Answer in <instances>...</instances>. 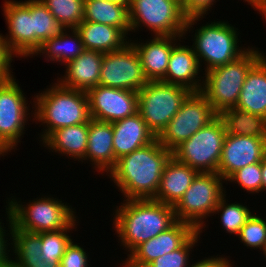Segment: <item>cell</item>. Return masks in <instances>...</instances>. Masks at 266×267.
Here are the masks:
<instances>
[{
    "instance_id": "8992f818",
    "label": "cell",
    "mask_w": 266,
    "mask_h": 267,
    "mask_svg": "<svg viewBox=\"0 0 266 267\" xmlns=\"http://www.w3.org/2000/svg\"><path fill=\"white\" fill-rule=\"evenodd\" d=\"M200 18L204 17L188 18L178 0H131L129 4L131 32L134 33L147 27L151 34L153 32L151 36H187L188 32H194L193 27L202 20Z\"/></svg>"
},
{
    "instance_id": "7dc6e473",
    "label": "cell",
    "mask_w": 266,
    "mask_h": 267,
    "mask_svg": "<svg viewBox=\"0 0 266 267\" xmlns=\"http://www.w3.org/2000/svg\"><path fill=\"white\" fill-rule=\"evenodd\" d=\"M85 1H107V0H85ZM113 1L122 2L126 5H129L131 2V0H113Z\"/></svg>"
},
{
    "instance_id": "4fadbf2b",
    "label": "cell",
    "mask_w": 266,
    "mask_h": 267,
    "mask_svg": "<svg viewBox=\"0 0 266 267\" xmlns=\"http://www.w3.org/2000/svg\"><path fill=\"white\" fill-rule=\"evenodd\" d=\"M148 82L139 55L130 42L121 50L104 54L99 85L138 92Z\"/></svg>"
},
{
    "instance_id": "5b68a950",
    "label": "cell",
    "mask_w": 266,
    "mask_h": 267,
    "mask_svg": "<svg viewBox=\"0 0 266 267\" xmlns=\"http://www.w3.org/2000/svg\"><path fill=\"white\" fill-rule=\"evenodd\" d=\"M259 49L248 46V49L234 61L203 73L205 78L201 93L218 115L223 110L236 106L247 73L264 55Z\"/></svg>"
},
{
    "instance_id": "ee69618b",
    "label": "cell",
    "mask_w": 266,
    "mask_h": 267,
    "mask_svg": "<svg viewBox=\"0 0 266 267\" xmlns=\"http://www.w3.org/2000/svg\"><path fill=\"white\" fill-rule=\"evenodd\" d=\"M245 2H248V5H250L252 8H254V11H259L260 15L266 20V0H243Z\"/></svg>"
},
{
    "instance_id": "f6af8a7d",
    "label": "cell",
    "mask_w": 266,
    "mask_h": 267,
    "mask_svg": "<svg viewBox=\"0 0 266 267\" xmlns=\"http://www.w3.org/2000/svg\"><path fill=\"white\" fill-rule=\"evenodd\" d=\"M123 265L120 264L121 267H148L147 265L138 263L136 261H134L131 257H129L127 255V258L125 259V261H122Z\"/></svg>"
},
{
    "instance_id": "603a6c76",
    "label": "cell",
    "mask_w": 266,
    "mask_h": 267,
    "mask_svg": "<svg viewBox=\"0 0 266 267\" xmlns=\"http://www.w3.org/2000/svg\"><path fill=\"white\" fill-rule=\"evenodd\" d=\"M197 174L195 169L172 156L164 167L160 185L153 200L175 206Z\"/></svg>"
},
{
    "instance_id": "60d3db41",
    "label": "cell",
    "mask_w": 266,
    "mask_h": 267,
    "mask_svg": "<svg viewBox=\"0 0 266 267\" xmlns=\"http://www.w3.org/2000/svg\"><path fill=\"white\" fill-rule=\"evenodd\" d=\"M7 214V223L8 224V228L7 230L6 227H4L5 223H2V220L0 219V267L5 266L6 264H8L10 262V230L11 229V224H12V220L10 218L9 212L6 209ZM3 224V225H2ZM9 231V232H8ZM7 232V233H6ZM9 240V241H8ZM9 246V247H8Z\"/></svg>"
},
{
    "instance_id": "7bdbcfd3",
    "label": "cell",
    "mask_w": 266,
    "mask_h": 267,
    "mask_svg": "<svg viewBox=\"0 0 266 267\" xmlns=\"http://www.w3.org/2000/svg\"><path fill=\"white\" fill-rule=\"evenodd\" d=\"M17 267H59V263L45 261L42 257L36 261H10Z\"/></svg>"
},
{
    "instance_id": "ba28073f",
    "label": "cell",
    "mask_w": 266,
    "mask_h": 267,
    "mask_svg": "<svg viewBox=\"0 0 266 267\" xmlns=\"http://www.w3.org/2000/svg\"><path fill=\"white\" fill-rule=\"evenodd\" d=\"M225 182L218 173H198L174 206L176 219L191 224L202 233L206 227L204 220L213 215L219 201L226 194L225 185L223 186Z\"/></svg>"
},
{
    "instance_id": "2e32d148",
    "label": "cell",
    "mask_w": 266,
    "mask_h": 267,
    "mask_svg": "<svg viewBox=\"0 0 266 267\" xmlns=\"http://www.w3.org/2000/svg\"><path fill=\"white\" fill-rule=\"evenodd\" d=\"M266 137L227 134L217 173L226 181L238 169L262 162Z\"/></svg>"
},
{
    "instance_id": "f1b7e54d",
    "label": "cell",
    "mask_w": 266,
    "mask_h": 267,
    "mask_svg": "<svg viewBox=\"0 0 266 267\" xmlns=\"http://www.w3.org/2000/svg\"><path fill=\"white\" fill-rule=\"evenodd\" d=\"M227 134L266 137V119L238 108H228L218 115Z\"/></svg>"
},
{
    "instance_id": "f546056e",
    "label": "cell",
    "mask_w": 266,
    "mask_h": 267,
    "mask_svg": "<svg viewBox=\"0 0 266 267\" xmlns=\"http://www.w3.org/2000/svg\"><path fill=\"white\" fill-rule=\"evenodd\" d=\"M29 10L33 18L35 53L45 40L61 34L66 28L39 0H29Z\"/></svg>"
},
{
    "instance_id": "7a4b0ae2",
    "label": "cell",
    "mask_w": 266,
    "mask_h": 267,
    "mask_svg": "<svg viewBox=\"0 0 266 267\" xmlns=\"http://www.w3.org/2000/svg\"><path fill=\"white\" fill-rule=\"evenodd\" d=\"M113 211L112 225L118 243L129 254L177 221L174 206L153 199H124Z\"/></svg>"
},
{
    "instance_id": "d590c367",
    "label": "cell",
    "mask_w": 266,
    "mask_h": 267,
    "mask_svg": "<svg viewBox=\"0 0 266 267\" xmlns=\"http://www.w3.org/2000/svg\"><path fill=\"white\" fill-rule=\"evenodd\" d=\"M201 232L197 230L180 248L174 250L171 253L165 254L162 257L155 259L153 262L148 264V267H189L190 253L196 247V243L200 240Z\"/></svg>"
},
{
    "instance_id": "d4e9b609",
    "label": "cell",
    "mask_w": 266,
    "mask_h": 267,
    "mask_svg": "<svg viewBox=\"0 0 266 267\" xmlns=\"http://www.w3.org/2000/svg\"><path fill=\"white\" fill-rule=\"evenodd\" d=\"M76 30L85 49L103 54L121 50L131 39L120 28L89 21H83Z\"/></svg>"
},
{
    "instance_id": "e0dca14e",
    "label": "cell",
    "mask_w": 266,
    "mask_h": 267,
    "mask_svg": "<svg viewBox=\"0 0 266 267\" xmlns=\"http://www.w3.org/2000/svg\"><path fill=\"white\" fill-rule=\"evenodd\" d=\"M201 69L193 47L177 42L172 48L168 68L161 82L180 85L191 92H201L204 78L199 75L203 72Z\"/></svg>"
},
{
    "instance_id": "f907efd6",
    "label": "cell",
    "mask_w": 266,
    "mask_h": 267,
    "mask_svg": "<svg viewBox=\"0 0 266 267\" xmlns=\"http://www.w3.org/2000/svg\"><path fill=\"white\" fill-rule=\"evenodd\" d=\"M262 251H263V253H262V254H263L264 258L266 259V244H265V246H264V248H263V250H262Z\"/></svg>"
},
{
    "instance_id": "484cf974",
    "label": "cell",
    "mask_w": 266,
    "mask_h": 267,
    "mask_svg": "<svg viewBox=\"0 0 266 267\" xmlns=\"http://www.w3.org/2000/svg\"><path fill=\"white\" fill-rule=\"evenodd\" d=\"M89 121L74 126H65L53 131L41 144L61 156L79 162L85 157L88 143Z\"/></svg>"
},
{
    "instance_id": "9a60e30c",
    "label": "cell",
    "mask_w": 266,
    "mask_h": 267,
    "mask_svg": "<svg viewBox=\"0 0 266 267\" xmlns=\"http://www.w3.org/2000/svg\"><path fill=\"white\" fill-rule=\"evenodd\" d=\"M3 15L8 33L3 36L9 51L17 58L34 55L33 18L29 10V0H5Z\"/></svg>"
},
{
    "instance_id": "4dcf8cb0",
    "label": "cell",
    "mask_w": 266,
    "mask_h": 267,
    "mask_svg": "<svg viewBox=\"0 0 266 267\" xmlns=\"http://www.w3.org/2000/svg\"><path fill=\"white\" fill-rule=\"evenodd\" d=\"M10 261H36L41 258V238L38 233L17 229L11 224L10 229Z\"/></svg>"
},
{
    "instance_id": "681fc988",
    "label": "cell",
    "mask_w": 266,
    "mask_h": 267,
    "mask_svg": "<svg viewBox=\"0 0 266 267\" xmlns=\"http://www.w3.org/2000/svg\"><path fill=\"white\" fill-rule=\"evenodd\" d=\"M2 267H17V266H15V265L12 264L11 262H9L8 264H6L5 266H2Z\"/></svg>"
},
{
    "instance_id": "cb8c5ba5",
    "label": "cell",
    "mask_w": 266,
    "mask_h": 267,
    "mask_svg": "<svg viewBox=\"0 0 266 267\" xmlns=\"http://www.w3.org/2000/svg\"><path fill=\"white\" fill-rule=\"evenodd\" d=\"M235 108L266 119V55L250 68Z\"/></svg>"
},
{
    "instance_id": "8d00e7d4",
    "label": "cell",
    "mask_w": 266,
    "mask_h": 267,
    "mask_svg": "<svg viewBox=\"0 0 266 267\" xmlns=\"http://www.w3.org/2000/svg\"><path fill=\"white\" fill-rule=\"evenodd\" d=\"M236 183L241 189H245L247 193L258 194L262 191V169L261 162L248 165L244 168L238 169L227 180Z\"/></svg>"
},
{
    "instance_id": "1f68e13d",
    "label": "cell",
    "mask_w": 266,
    "mask_h": 267,
    "mask_svg": "<svg viewBox=\"0 0 266 267\" xmlns=\"http://www.w3.org/2000/svg\"><path fill=\"white\" fill-rule=\"evenodd\" d=\"M225 194L221 200L219 201L218 205L216 206L215 210L213 211L214 214L220 213V223L223 230H226V233L230 235H237L239 234L242 226L246 223V221L253 215L254 211H251L247 205L234 202L228 203V199L226 200ZM245 205V206H244Z\"/></svg>"
},
{
    "instance_id": "44dd1931",
    "label": "cell",
    "mask_w": 266,
    "mask_h": 267,
    "mask_svg": "<svg viewBox=\"0 0 266 267\" xmlns=\"http://www.w3.org/2000/svg\"><path fill=\"white\" fill-rule=\"evenodd\" d=\"M104 54L85 49L65 65L64 75L56 79L62 86L87 92L99 85Z\"/></svg>"
},
{
    "instance_id": "b9f144b4",
    "label": "cell",
    "mask_w": 266,
    "mask_h": 267,
    "mask_svg": "<svg viewBox=\"0 0 266 267\" xmlns=\"http://www.w3.org/2000/svg\"><path fill=\"white\" fill-rule=\"evenodd\" d=\"M223 256H218L217 254V256L213 255L208 258L205 257L201 259V261L199 259L196 263H192V265H189V267H233L234 262H231L227 256Z\"/></svg>"
},
{
    "instance_id": "83f0119b",
    "label": "cell",
    "mask_w": 266,
    "mask_h": 267,
    "mask_svg": "<svg viewBox=\"0 0 266 267\" xmlns=\"http://www.w3.org/2000/svg\"><path fill=\"white\" fill-rule=\"evenodd\" d=\"M83 21L120 28L126 35L131 32L129 5L113 0L84 1Z\"/></svg>"
},
{
    "instance_id": "e575fe53",
    "label": "cell",
    "mask_w": 266,
    "mask_h": 267,
    "mask_svg": "<svg viewBox=\"0 0 266 267\" xmlns=\"http://www.w3.org/2000/svg\"><path fill=\"white\" fill-rule=\"evenodd\" d=\"M256 214L246 221L237 237L247 248L262 251L266 244V220Z\"/></svg>"
},
{
    "instance_id": "277c9868",
    "label": "cell",
    "mask_w": 266,
    "mask_h": 267,
    "mask_svg": "<svg viewBox=\"0 0 266 267\" xmlns=\"http://www.w3.org/2000/svg\"><path fill=\"white\" fill-rule=\"evenodd\" d=\"M42 196L29 200L28 203L15 196L7 198V205L4 207L17 229L31 233L50 232L69 228L76 221L78 216L74 211L75 207L51 197V194Z\"/></svg>"
},
{
    "instance_id": "30bf717a",
    "label": "cell",
    "mask_w": 266,
    "mask_h": 267,
    "mask_svg": "<svg viewBox=\"0 0 266 267\" xmlns=\"http://www.w3.org/2000/svg\"><path fill=\"white\" fill-rule=\"evenodd\" d=\"M223 120L217 116L172 151V156L198 173H217L225 136Z\"/></svg>"
},
{
    "instance_id": "f35d334b",
    "label": "cell",
    "mask_w": 266,
    "mask_h": 267,
    "mask_svg": "<svg viewBox=\"0 0 266 267\" xmlns=\"http://www.w3.org/2000/svg\"><path fill=\"white\" fill-rule=\"evenodd\" d=\"M216 0H182L181 6L185 15L189 17H205L216 4Z\"/></svg>"
},
{
    "instance_id": "9c48e42d",
    "label": "cell",
    "mask_w": 266,
    "mask_h": 267,
    "mask_svg": "<svg viewBox=\"0 0 266 267\" xmlns=\"http://www.w3.org/2000/svg\"><path fill=\"white\" fill-rule=\"evenodd\" d=\"M191 93L180 85L149 81L138 91L137 112L158 137Z\"/></svg>"
},
{
    "instance_id": "5bb4252c",
    "label": "cell",
    "mask_w": 266,
    "mask_h": 267,
    "mask_svg": "<svg viewBox=\"0 0 266 267\" xmlns=\"http://www.w3.org/2000/svg\"><path fill=\"white\" fill-rule=\"evenodd\" d=\"M86 94L91 119L113 123L137 112L138 92L97 85Z\"/></svg>"
},
{
    "instance_id": "7c38bea8",
    "label": "cell",
    "mask_w": 266,
    "mask_h": 267,
    "mask_svg": "<svg viewBox=\"0 0 266 267\" xmlns=\"http://www.w3.org/2000/svg\"><path fill=\"white\" fill-rule=\"evenodd\" d=\"M23 91L15 76L0 81V145L7 153L17 150L30 118L29 101Z\"/></svg>"
},
{
    "instance_id": "52a82bcc",
    "label": "cell",
    "mask_w": 266,
    "mask_h": 267,
    "mask_svg": "<svg viewBox=\"0 0 266 267\" xmlns=\"http://www.w3.org/2000/svg\"><path fill=\"white\" fill-rule=\"evenodd\" d=\"M203 25L197 27L194 36L192 35V47L201 68L205 64L202 69L204 72L234 61L248 49L239 47V29L228 21L214 20Z\"/></svg>"
},
{
    "instance_id": "836d02e7",
    "label": "cell",
    "mask_w": 266,
    "mask_h": 267,
    "mask_svg": "<svg viewBox=\"0 0 266 267\" xmlns=\"http://www.w3.org/2000/svg\"><path fill=\"white\" fill-rule=\"evenodd\" d=\"M66 29L77 28L84 18L85 0H39Z\"/></svg>"
},
{
    "instance_id": "c3c4849f",
    "label": "cell",
    "mask_w": 266,
    "mask_h": 267,
    "mask_svg": "<svg viewBox=\"0 0 266 267\" xmlns=\"http://www.w3.org/2000/svg\"><path fill=\"white\" fill-rule=\"evenodd\" d=\"M7 154H9V153H7L4 149H3V147L0 145V158H1V156H5V155H7Z\"/></svg>"
},
{
    "instance_id": "ffe728a7",
    "label": "cell",
    "mask_w": 266,
    "mask_h": 267,
    "mask_svg": "<svg viewBox=\"0 0 266 267\" xmlns=\"http://www.w3.org/2000/svg\"><path fill=\"white\" fill-rule=\"evenodd\" d=\"M88 160L98 173L108 175V172L115 166L117 159L113 151V128L112 123L89 120L88 143L85 157L81 160Z\"/></svg>"
},
{
    "instance_id": "bcb514c9",
    "label": "cell",
    "mask_w": 266,
    "mask_h": 267,
    "mask_svg": "<svg viewBox=\"0 0 266 267\" xmlns=\"http://www.w3.org/2000/svg\"><path fill=\"white\" fill-rule=\"evenodd\" d=\"M262 169V192L266 191V155L261 162Z\"/></svg>"
},
{
    "instance_id": "ac0fdd59",
    "label": "cell",
    "mask_w": 266,
    "mask_h": 267,
    "mask_svg": "<svg viewBox=\"0 0 266 267\" xmlns=\"http://www.w3.org/2000/svg\"><path fill=\"white\" fill-rule=\"evenodd\" d=\"M196 231L191 224L177 220L158 236L140 244L130 254H125L138 263L148 265L180 248Z\"/></svg>"
},
{
    "instance_id": "7402d4cb",
    "label": "cell",
    "mask_w": 266,
    "mask_h": 267,
    "mask_svg": "<svg viewBox=\"0 0 266 267\" xmlns=\"http://www.w3.org/2000/svg\"><path fill=\"white\" fill-rule=\"evenodd\" d=\"M112 128L113 151L116 159L145 147L157 139L138 112L113 122Z\"/></svg>"
},
{
    "instance_id": "74e56055",
    "label": "cell",
    "mask_w": 266,
    "mask_h": 267,
    "mask_svg": "<svg viewBox=\"0 0 266 267\" xmlns=\"http://www.w3.org/2000/svg\"><path fill=\"white\" fill-rule=\"evenodd\" d=\"M74 240L66 247L60 260L59 267H88L89 254Z\"/></svg>"
},
{
    "instance_id": "ab89813d",
    "label": "cell",
    "mask_w": 266,
    "mask_h": 267,
    "mask_svg": "<svg viewBox=\"0 0 266 267\" xmlns=\"http://www.w3.org/2000/svg\"><path fill=\"white\" fill-rule=\"evenodd\" d=\"M3 36L0 33V81H6L14 76L11 74L14 73L11 71V63L15 56L9 51Z\"/></svg>"
},
{
    "instance_id": "d6a6232c",
    "label": "cell",
    "mask_w": 266,
    "mask_h": 267,
    "mask_svg": "<svg viewBox=\"0 0 266 267\" xmlns=\"http://www.w3.org/2000/svg\"><path fill=\"white\" fill-rule=\"evenodd\" d=\"M77 219L69 228L38 233L41 238V257L48 262L60 263V260L65 252L66 247L71 243L73 238L68 233L74 230L76 231Z\"/></svg>"
},
{
    "instance_id": "d6986e66",
    "label": "cell",
    "mask_w": 266,
    "mask_h": 267,
    "mask_svg": "<svg viewBox=\"0 0 266 267\" xmlns=\"http://www.w3.org/2000/svg\"><path fill=\"white\" fill-rule=\"evenodd\" d=\"M145 43L137 40H130L136 49L144 74L148 81H161L168 68L169 57L173 46L177 41L185 39V36H153ZM139 42V43H138Z\"/></svg>"
},
{
    "instance_id": "4316f807",
    "label": "cell",
    "mask_w": 266,
    "mask_h": 267,
    "mask_svg": "<svg viewBox=\"0 0 266 267\" xmlns=\"http://www.w3.org/2000/svg\"><path fill=\"white\" fill-rule=\"evenodd\" d=\"M84 50L80 33L76 28H72L65 29L61 34L45 40L32 57L42 55L48 62L51 61L53 63L56 61L65 66Z\"/></svg>"
},
{
    "instance_id": "6da1fadb",
    "label": "cell",
    "mask_w": 266,
    "mask_h": 267,
    "mask_svg": "<svg viewBox=\"0 0 266 267\" xmlns=\"http://www.w3.org/2000/svg\"><path fill=\"white\" fill-rule=\"evenodd\" d=\"M171 157L172 151L156 139L147 146L117 159L107 176L125 200L153 199L158 191L164 167Z\"/></svg>"
},
{
    "instance_id": "8fae6325",
    "label": "cell",
    "mask_w": 266,
    "mask_h": 267,
    "mask_svg": "<svg viewBox=\"0 0 266 267\" xmlns=\"http://www.w3.org/2000/svg\"><path fill=\"white\" fill-rule=\"evenodd\" d=\"M217 116L201 92H192L157 139L166 149L173 151Z\"/></svg>"
},
{
    "instance_id": "3957f363",
    "label": "cell",
    "mask_w": 266,
    "mask_h": 267,
    "mask_svg": "<svg viewBox=\"0 0 266 267\" xmlns=\"http://www.w3.org/2000/svg\"><path fill=\"white\" fill-rule=\"evenodd\" d=\"M49 86L32 98V109H35L31 111L33 122H41L45 127L42 133H38L41 138L39 142H43L56 129L87 123L91 119L86 92L66 88L58 81Z\"/></svg>"
}]
</instances>
